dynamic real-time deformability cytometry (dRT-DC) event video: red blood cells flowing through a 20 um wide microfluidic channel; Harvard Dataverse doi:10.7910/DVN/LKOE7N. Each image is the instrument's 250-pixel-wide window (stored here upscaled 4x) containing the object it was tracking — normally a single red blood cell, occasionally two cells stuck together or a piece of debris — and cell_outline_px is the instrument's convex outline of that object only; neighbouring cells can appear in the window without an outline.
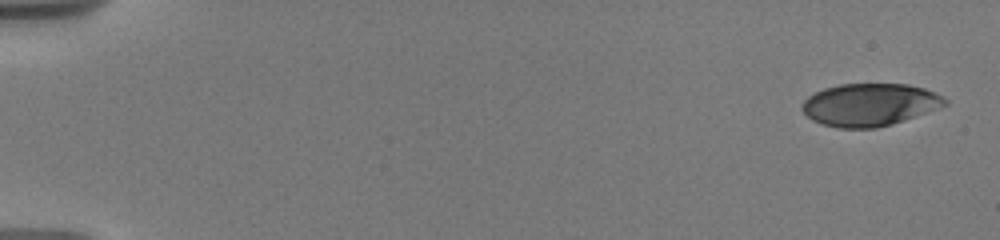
{"species": "human", "species_latin": "Homo sapiens", "temperature_condition": "warm", "stored_images_in_passage": 15, "camera_frame_rate_fps": 3000, "um_per_image_px": 0.085, "donor": {"sex": "male"}, "frame": {"image": 1, "passage_image": 1, "time_ms": 0.0, "image_size_px": [1000, 240], "cell_outline_px": [[948, 104], [904, 120], [892, 124], [876, 128], [840, 128], [824, 124], [812, 120], [800, 108], [804, 100], [808, 96], [824, 88], [840, 84], [908, 84], [924, 88], [936, 92], [944, 96], [948, 100]], "centroid_in_image_um": [73.93, 8.89], "position_along_channel_um": 11.1, "area_um2": 35.37}}
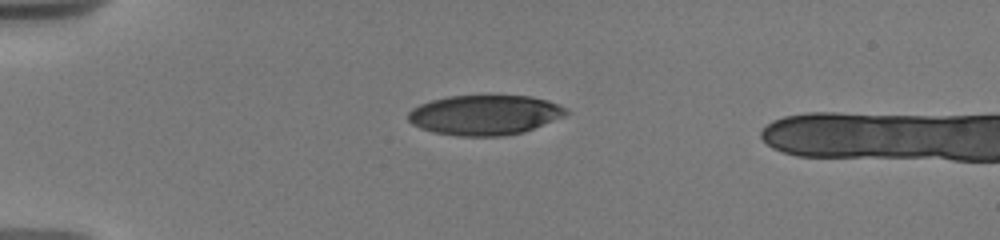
{"frame": {"image": 2, "passage_image": 12, "time_ms": 4.333, "image_size_px": [1000, 240], "cell_outline_px": [[568, 112], [564, 116], [524, 132], [504, 136], [456, 136], [432, 132], [420, 128], [412, 124], [408, 120], [408, 112], [412, 108], [420, 104], [432, 100], [448, 96], [528, 96], [548, 100], [568, 108]], "centroid_in_image_um": [41.19, 9.78], "position_along_channel_um": 43.8, "area_um2": 36.82}}